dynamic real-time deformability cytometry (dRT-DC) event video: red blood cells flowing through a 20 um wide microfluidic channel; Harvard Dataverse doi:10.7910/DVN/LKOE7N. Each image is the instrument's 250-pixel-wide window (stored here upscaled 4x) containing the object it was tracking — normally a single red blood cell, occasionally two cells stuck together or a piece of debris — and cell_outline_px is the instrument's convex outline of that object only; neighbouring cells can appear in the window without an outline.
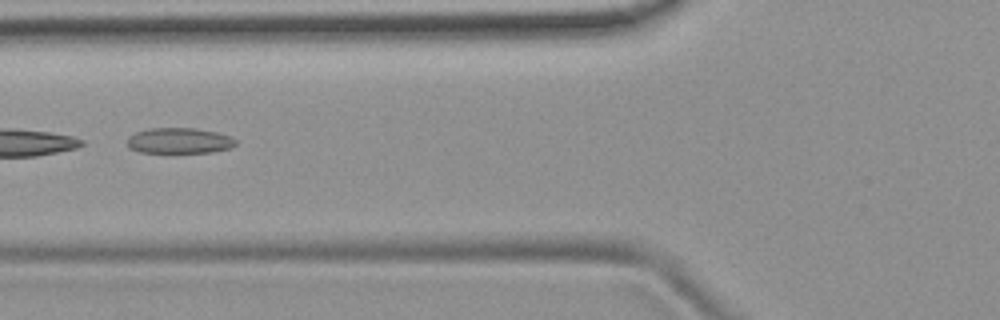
{"species": "common noctule bat (a hibernating species)", "species_latin": "Nyctalus noctula", "temperature_condition": "room temperature", "stored_images_in_passage": 6, "camera_frame_rate_fps": 3000, "um_per_image_px": 0.085, "animal": {"sex": "female", "body_mass_g": 19.9}, "frame": {"image": 1, "passage_image": 6, "time_ms": 5.667, "image_size_px": [1000, 320], "cell_outline_px": [[236, 144], [232, 148], [212, 152], [140, 152], [128, 148], [128, 136], [136, 132], [148, 128], [192, 128], [216, 132], [232, 136], [236, 140]], "centroid_in_image_um": [15.25, 11.95], "position_along_channel_um": 110.5, "area_um2": 16.24}}